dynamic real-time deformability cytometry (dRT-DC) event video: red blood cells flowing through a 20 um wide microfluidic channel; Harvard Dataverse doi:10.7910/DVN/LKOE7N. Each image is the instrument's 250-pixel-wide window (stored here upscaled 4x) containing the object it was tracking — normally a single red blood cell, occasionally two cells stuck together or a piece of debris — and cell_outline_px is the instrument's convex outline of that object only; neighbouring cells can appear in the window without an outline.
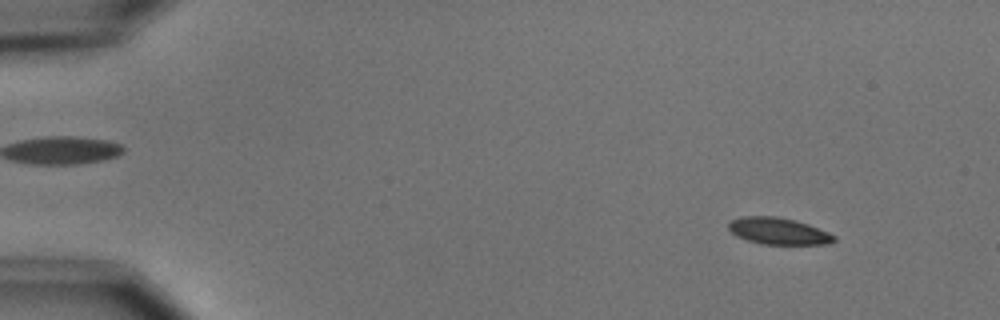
{"species": "common noctule bat (a hibernating species)", "species_latin": "Nyctalus noctula", "temperature_condition": "cold", "stored_images_in_passage": 5, "camera_frame_rate_fps": 3000, "um_per_image_px": 0.085, "animal": {"sex": "male", "body_mass_g": 15.6}, "frame": {"image": 1, "passage_image": 2, "time_ms": 1.0, "image_size_px": [1000, 320], "cell_outline_px": [[836, 240], [828, 244], [760, 244], [736, 236], [728, 228], [728, 224], [732, 220], [744, 216], [776, 216], [796, 220], [808, 224], [828, 232], [836, 236]], "centroid_in_image_um": [66.18, 19.64], "position_along_channel_um": 18.8, "area_um2": 16.42}}
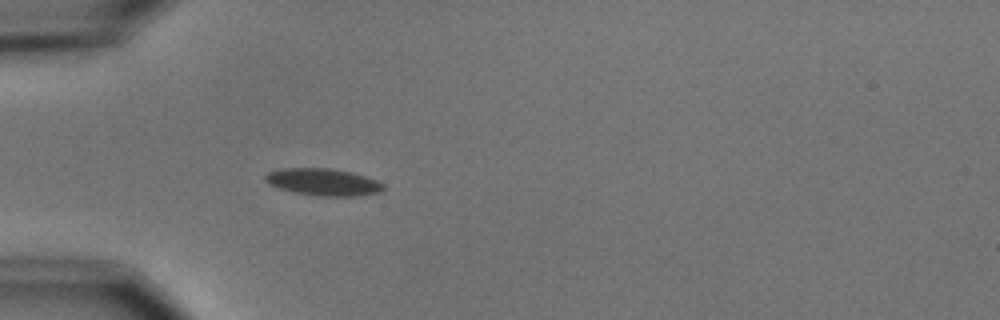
{"frame": {"image": 2, "passage_image": 5, "time_ms": 4.667, "image_size_px": [1000, 320], "cell_outline_px": [[384, 188], [380, 192], [356, 196], [320, 196], [296, 192], [280, 188], [268, 184], [264, 180], [264, 176], [268, 172], [284, 168], [328, 168], [348, 172], [364, 176], [376, 180], [384, 184]], "centroid_in_image_um": [27.45, 15.47], "position_along_channel_um": 57.5, "area_um2": 18.38}}